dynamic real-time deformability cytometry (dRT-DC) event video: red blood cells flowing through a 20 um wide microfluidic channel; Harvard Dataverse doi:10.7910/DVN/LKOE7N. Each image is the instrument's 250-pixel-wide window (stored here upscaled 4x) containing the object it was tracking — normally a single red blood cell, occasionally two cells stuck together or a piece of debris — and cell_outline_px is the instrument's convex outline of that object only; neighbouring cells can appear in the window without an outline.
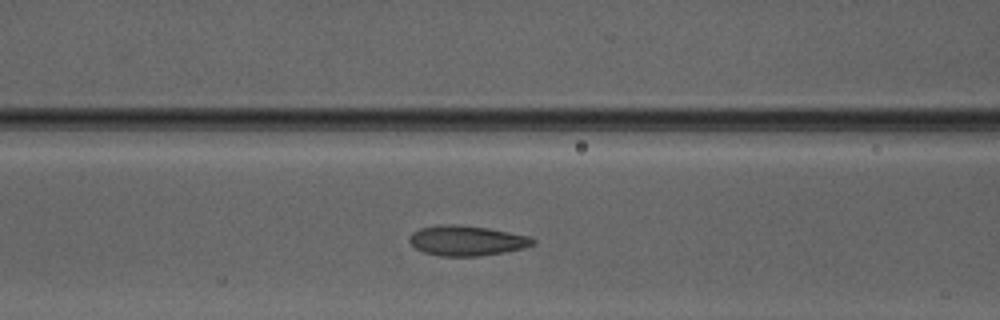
{"species": "Egyptian fruit bat (a non-hibernating species)", "species_latin": "Rousettus aegyptiacus", "temperature_condition": "warm", "stored_images_in_passage": 29, "camera_frame_rate_fps": 3000, "um_per_image_px": 0.085, "animal": {"sex": "male"}, "frame": {"image": 1, "passage_image": 9, "time_ms": 2.667, "image_size_px": [1000, 320], "cell_outline_px": [[536, 244], [524, 248], [504, 252], [480, 256], [440, 256], [424, 252], [416, 248], [408, 240], [408, 236], [412, 232], [420, 228], [440, 224], [452, 224], [488, 228], [532, 236], [536, 240]], "centroid_in_image_um": [39.7, 20.45], "position_along_channel_um": 126.9, "area_um2": 21.85}}
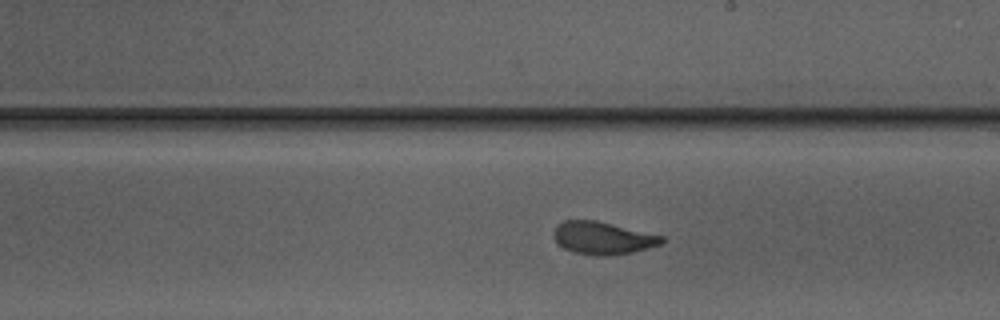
{"frame": {"image": 2, "passage_image": 17, "time_ms": 5.333, "image_size_px": [1000, 320], "cell_outline_px": [[664, 240], [660, 244], [632, 252], [608, 256], [596, 256], [576, 252], [564, 248], [552, 236], [552, 232], [556, 224], [564, 220], [596, 220], [664, 236]], "centroid_in_image_um": [51.2, 20.22], "position_along_channel_um": 237.8, "area_um2": 20.46}}
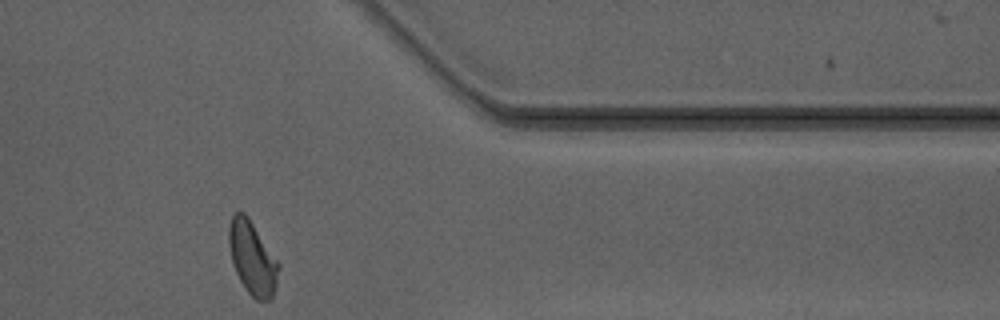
{"frame": {"image": 3, "passage_image": 29, "time_ms": 9.333, "image_size_px": [1000, 320], "cell_outline_px": [[280, 268], [272, 300], [256, 300], [244, 288], [232, 264], [228, 244], [228, 228], [232, 216], [236, 212], [244, 212], [248, 216], [280, 264]], "centroid_in_image_um": [21.44, 21.94], "position_along_channel_um": 390.0, "area_um2": 21.33}, "authors_computed_cell_mechanics": {"area_um2": 21.4438, "velocity_mm_per_s": 4.1615, "shape_relaxation_time_tau1_ms": 3.9838, "shape_relaxation_time_tau2_ms": 0.6848, "deformation_change_tau1": 0.1529, "deformation_change_tau2": 0.059}}